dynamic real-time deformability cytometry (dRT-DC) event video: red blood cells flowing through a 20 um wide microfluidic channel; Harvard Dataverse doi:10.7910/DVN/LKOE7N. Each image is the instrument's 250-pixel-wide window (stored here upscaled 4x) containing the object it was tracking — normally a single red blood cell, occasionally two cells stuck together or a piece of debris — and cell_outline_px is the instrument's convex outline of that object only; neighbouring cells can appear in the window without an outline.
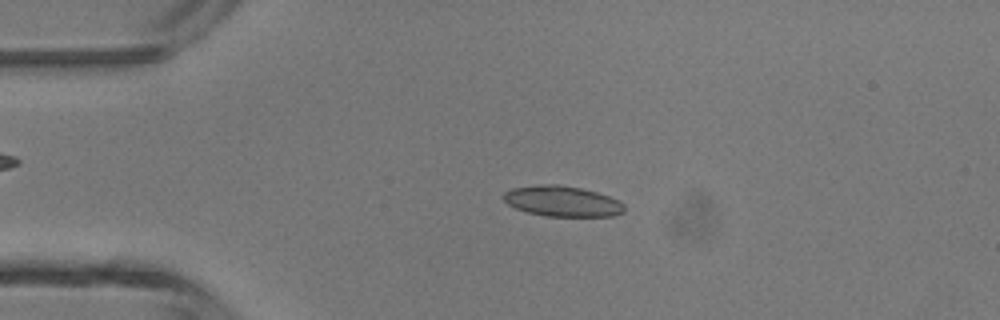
{"species": "common noctule bat (a hibernating species)", "species_latin": "Nyctalus noctula", "temperature_condition": "room temperature", "stored_images_in_passage": 3, "camera_frame_rate_fps": 3000, "um_per_image_px": 0.085, "animal": {"sex": "male", "body_mass_g": 13.3}, "frame": {"image": 1, "passage_image": 2, "time_ms": 0.333, "image_size_px": [1000, 320], "cell_outline_px": [[624, 212], [612, 216], [548, 216], [528, 212], [516, 208], [508, 204], [504, 200], [504, 192], [512, 188], [540, 184], [556, 184], [580, 188], [596, 192], [608, 196], [624, 204]], "centroid_in_image_um": [47.78, 17.1], "position_along_channel_um": 37.2, "area_um2": 21.27}}